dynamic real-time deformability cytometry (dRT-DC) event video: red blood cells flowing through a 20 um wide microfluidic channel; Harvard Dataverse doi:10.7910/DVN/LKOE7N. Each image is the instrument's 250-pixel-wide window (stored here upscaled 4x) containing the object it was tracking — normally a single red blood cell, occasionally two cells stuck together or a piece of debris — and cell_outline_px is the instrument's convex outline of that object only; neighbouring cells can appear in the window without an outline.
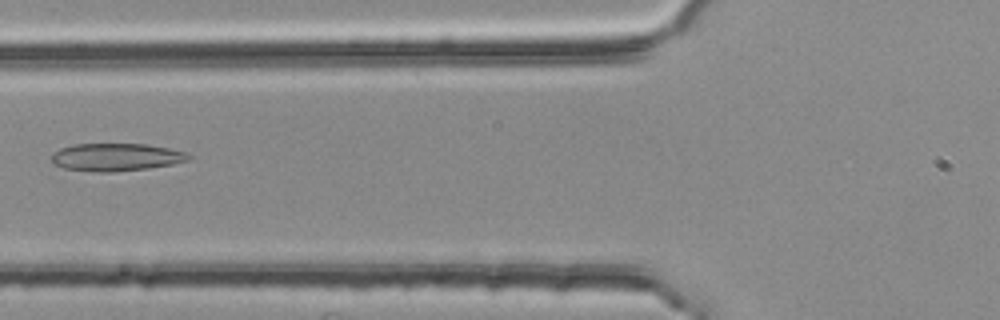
{"species": "common noctule bat (a hibernating species)", "species_latin": "Nyctalus noctula", "temperature_condition": "room temperature", "stored_images_in_passage": 4, "camera_frame_rate_fps": 3000, "um_per_image_px": 0.085, "animal": {"sex": "female", "body_mass_g": 25.1}, "frame": {"image": 1, "passage_image": 4, "time_ms": 1.0, "image_size_px": [1000, 320], "cell_outline_px": [[192, 156], [188, 160], [172, 164], [148, 168], [108, 172], [100, 172], [64, 168], [52, 164], [52, 152], [60, 148], [76, 144], [148, 144], [188, 152]], "centroid_in_image_um": [9.87, 13.35], "position_along_channel_um": 115.9, "area_um2": 22.08}}